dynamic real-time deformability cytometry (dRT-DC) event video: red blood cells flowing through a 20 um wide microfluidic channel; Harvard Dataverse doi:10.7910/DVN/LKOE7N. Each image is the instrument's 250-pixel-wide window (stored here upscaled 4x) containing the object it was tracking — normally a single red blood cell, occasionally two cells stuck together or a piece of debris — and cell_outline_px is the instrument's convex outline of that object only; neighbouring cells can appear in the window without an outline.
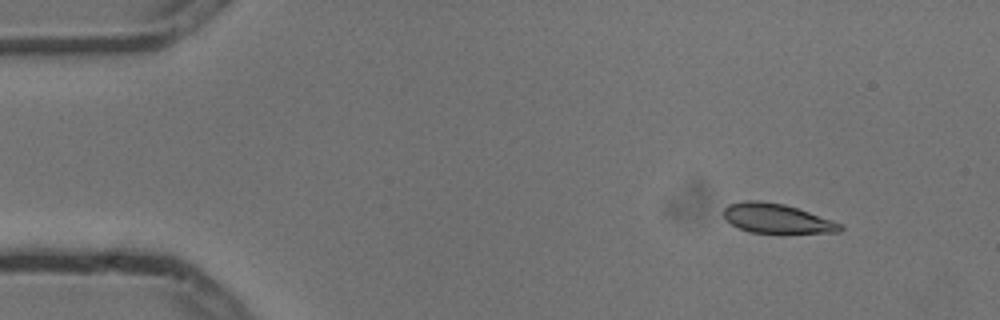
{"species": "common noctule bat (a hibernating species)", "species_latin": "Nyctalus noctula", "temperature_condition": "cold", "stored_images_in_passage": 4, "camera_frame_rate_fps": 3000, "um_per_image_px": 0.085, "animal": {"sex": "male", "body_mass_g": 13.3}, "frame": {"image": 1, "passage_image": 1, "time_ms": 0.0, "image_size_px": [1000, 320], "cell_outline_px": [[844, 228], [840, 232], [748, 232], [724, 220], [724, 208], [728, 204], [744, 200], [760, 200], [784, 204], [832, 220], [840, 224]], "centroid_in_image_um": [65.96, 18.55], "position_along_channel_um": 19.0, "area_um2": 19.71}}
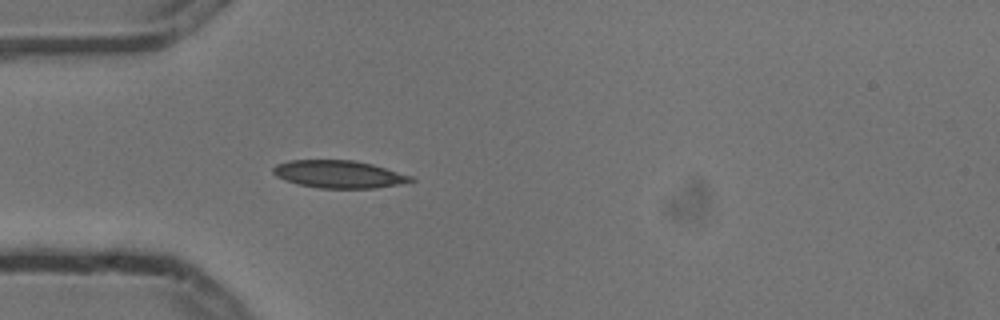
{"frame": {"image": 2, "passage_image": 4, "time_ms": 1.0, "image_size_px": [1000, 320], "cell_outline_px": [[416, 180], [376, 188], [320, 188], [300, 184], [284, 180], [276, 176], [272, 172], [272, 168], [276, 164], [288, 160], [356, 160], [372, 164], [412, 176]], "centroid_in_image_um": [28.76, 14.8], "position_along_channel_um": 56.2, "area_um2": 22.02}}